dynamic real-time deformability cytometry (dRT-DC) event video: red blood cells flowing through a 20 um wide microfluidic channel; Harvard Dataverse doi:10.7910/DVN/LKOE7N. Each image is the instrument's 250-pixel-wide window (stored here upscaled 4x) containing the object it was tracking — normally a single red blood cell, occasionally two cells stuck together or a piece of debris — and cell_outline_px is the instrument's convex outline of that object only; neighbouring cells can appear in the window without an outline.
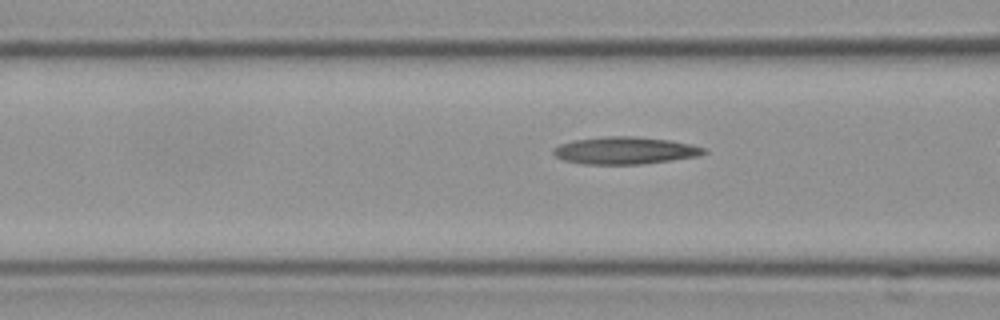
{"species": "Egyptian fruit bat (a non-hibernating species)", "species_latin": "Rousettus aegyptiacus", "temperature_condition": "cold", "stored_images_in_passage": 12, "camera_frame_rate_fps": 3000, "um_per_image_px": 0.085, "frame": {"image": 1, "passage_image": 10, "time_ms": 3.0, "image_size_px": [1000, 320], "cell_outline_px": [[708, 152], [700, 156], [640, 164], [584, 164], [564, 160], [556, 156], [552, 152], [552, 148], [560, 144], [572, 140], [604, 136], [636, 136], [668, 140], [692, 144], [708, 148]], "centroid_in_image_um": [53.14, 12.78], "position_along_channel_um": 113.5, "area_um2": 24.1}}